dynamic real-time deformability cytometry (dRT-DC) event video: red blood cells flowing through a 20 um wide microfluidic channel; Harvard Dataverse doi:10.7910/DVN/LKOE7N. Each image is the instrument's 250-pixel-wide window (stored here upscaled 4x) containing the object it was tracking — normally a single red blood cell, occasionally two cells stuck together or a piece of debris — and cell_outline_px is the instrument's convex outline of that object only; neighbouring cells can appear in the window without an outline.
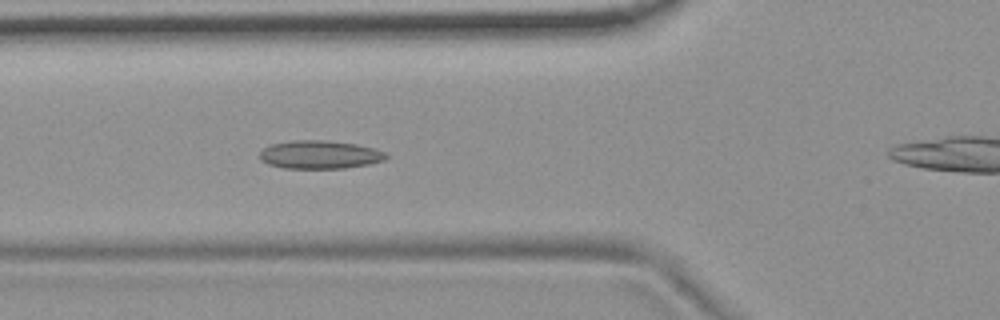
{"species": "common noctule bat (a hibernating species)", "species_latin": "Nyctalus noctula", "temperature_condition": "room temperature", "stored_images_in_passage": 45, "camera_frame_rate_fps": 3000, "um_per_image_px": 0.085, "animal": {"sex": "female", "body_mass_g": 19.9}, "frame": {"image": 1, "passage_image": 10, "time_ms": 3.0, "image_size_px": [1000, 320], "cell_outline_px": [[388, 156], [384, 160], [368, 164], [344, 168], [284, 168], [268, 164], [260, 160], [260, 152], [264, 148], [272, 144], [292, 140], [324, 140], [356, 144], [372, 148], [384, 152]], "centroid_in_image_um": [27.15, 13.14], "position_along_channel_um": 98.6, "area_um2": 20.63}}
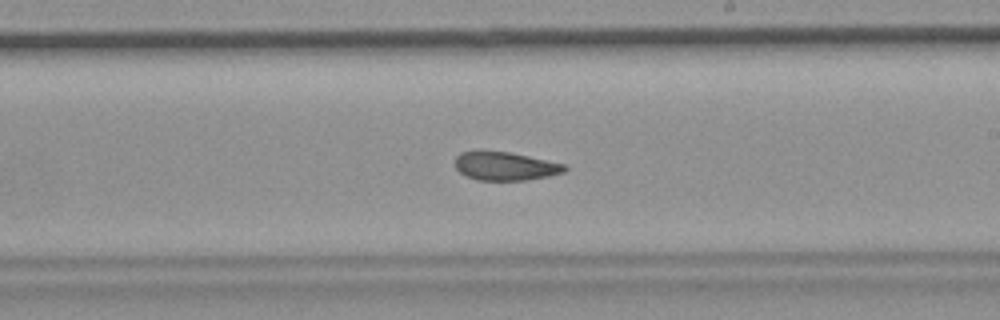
{"frame": {"image": 2, "passage_image": 22, "time_ms": 7.0, "image_size_px": [1000, 320], "cell_outline_px": [[568, 168], [564, 172], [548, 176], [524, 180], [476, 180], [460, 172], [456, 168], [456, 156], [460, 152], [508, 152], [528, 156], [564, 164]], "centroid_in_image_um": [42.96, 14.13], "position_along_channel_um": 246.0, "area_um2": 17.74}}
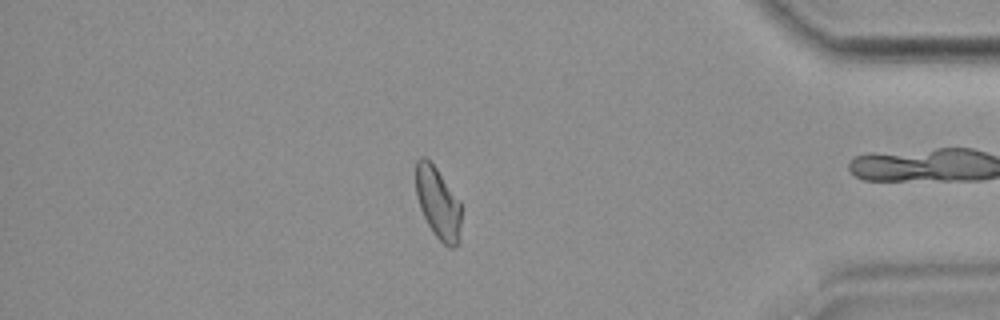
{"frame": {"image": 3, "passage_image": 37, "time_ms": 12.0, "image_size_px": [1000, 320], "cell_outline_px": [[460, 240], [452, 248], [448, 248], [432, 232], [420, 208], [416, 196], [416, 160], [420, 156], [424, 156], [436, 168], [460, 200]], "centroid_in_image_um": [37.22, 17.25], "position_along_channel_um": 398.0, "area_um2": 18.9}, "authors_computed_cell_mechanics": {"area_um2": 19.4208, "velocity_mm_per_s": 3.6961, "shape_relaxation_time_tau1_ms": null, "shape_relaxation_time_tau2_ms": 4.2913, "deformation_change_tau1": null, "deformation_change_tau2": 0.1086}}